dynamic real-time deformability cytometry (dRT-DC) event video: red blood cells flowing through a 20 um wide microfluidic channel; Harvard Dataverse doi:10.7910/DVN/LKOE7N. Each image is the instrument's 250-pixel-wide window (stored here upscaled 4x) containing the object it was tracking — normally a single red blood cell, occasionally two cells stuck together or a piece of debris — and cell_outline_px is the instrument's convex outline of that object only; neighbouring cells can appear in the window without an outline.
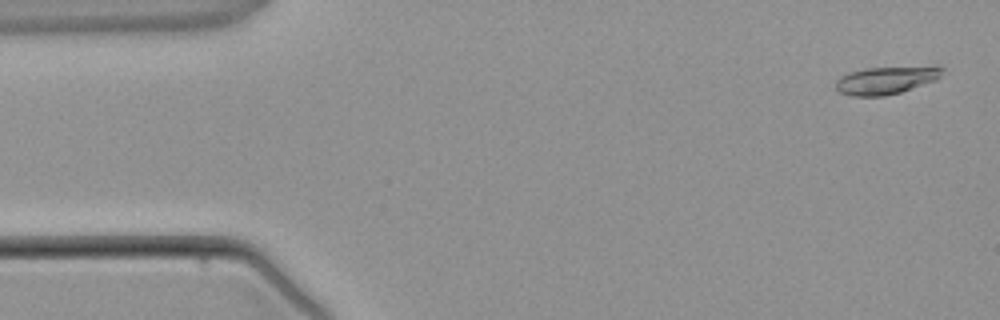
{"species": "common noctule bat (a hibernating species)", "species_latin": "Nyctalus noctula", "temperature_condition": "warm", "stored_images_in_passage": 4, "camera_frame_rate_fps": 3000, "um_per_image_px": 0.085, "animal": {"sex": "male", "body_mass_g": 21.5, "forearm_length_mm": 52.0}, "frame": {"image": 1, "passage_image": 1, "time_ms": 0.0, "image_size_px": [1000, 320], "cell_outline_px": [[944, 68], [940, 76], [936, 80], [900, 92], [884, 96], [852, 96], [840, 92], [836, 88], [836, 80], [840, 76], [848, 72], [864, 68], [936, 64]], "centroid_in_image_um": [75.37, 6.77], "position_along_channel_um": 9.6, "area_um2": 17.74}}
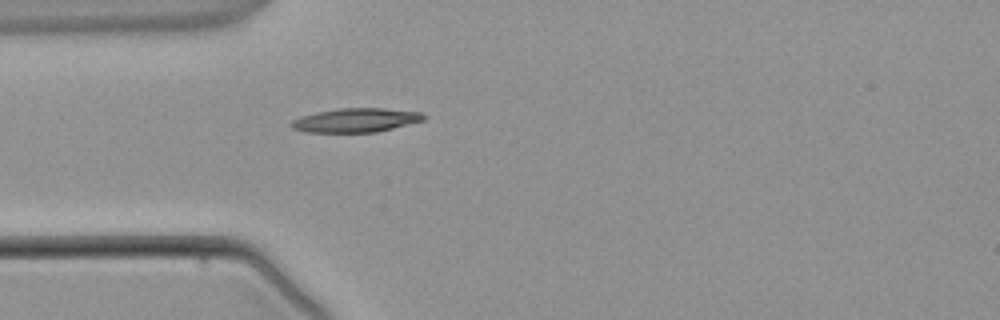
{"frame": {"image": 2, "passage_image": 4, "time_ms": 3.333, "image_size_px": [1000, 320], "cell_outline_px": [[428, 116], [424, 120], [376, 132], [304, 132], [292, 128], [288, 124], [292, 120], [300, 116], [316, 112], [340, 108], [380, 108], [424, 112]], "centroid_in_image_um": [30.23, 10.21], "position_along_channel_um": 54.8, "area_um2": 18.61}}